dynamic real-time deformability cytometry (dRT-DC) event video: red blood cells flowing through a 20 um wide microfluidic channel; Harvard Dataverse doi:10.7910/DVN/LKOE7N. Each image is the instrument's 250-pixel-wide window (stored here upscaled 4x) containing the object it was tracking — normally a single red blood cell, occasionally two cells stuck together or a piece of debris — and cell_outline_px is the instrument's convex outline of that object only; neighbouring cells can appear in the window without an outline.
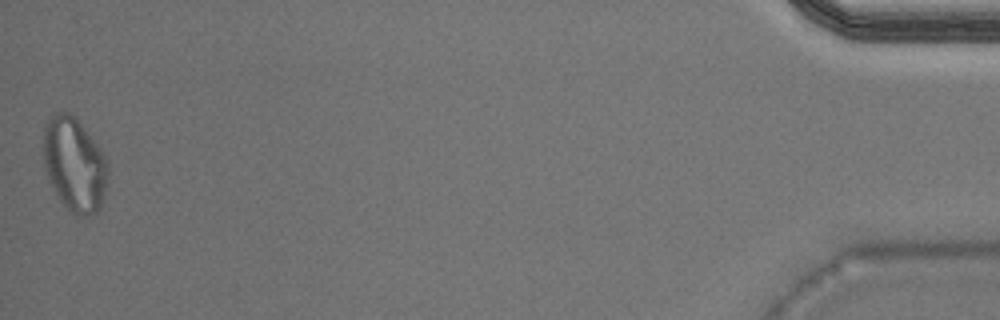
{"species": "Egyptian fruit bat (a non-hibernating species)", "species_latin": "Rousettus aegyptiacus", "temperature_condition": "warm", "stored_images_in_passage": 39, "camera_frame_rate_fps": 3000, "um_per_image_px": 0.085, "animal": {"sex": "male"}, "frame": {"image": 1, "passage_image": 39, "time_ms": 12.667, "image_size_px": [1000, 320], "cell_outline_px": [[108, 176], [100, 208], [96, 212], [88, 216], [76, 216], [60, 200], [48, 180], [44, 168], [44, 128], [48, 116], [56, 112], [68, 112], [76, 116], [96, 144], [104, 156], [108, 164]], "centroid_in_image_um": [6.31, 13.96], "position_along_channel_um": 428.9, "area_um2": 35.32}}